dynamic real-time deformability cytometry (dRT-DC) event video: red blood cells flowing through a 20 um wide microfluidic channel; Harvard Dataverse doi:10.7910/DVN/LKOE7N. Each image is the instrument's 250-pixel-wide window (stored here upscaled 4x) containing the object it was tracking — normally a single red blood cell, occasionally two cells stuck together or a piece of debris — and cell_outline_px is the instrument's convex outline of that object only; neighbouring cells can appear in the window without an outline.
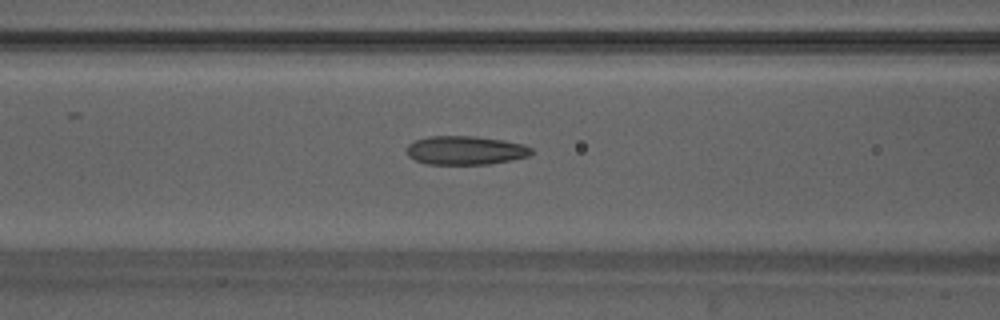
{"species": "Egyptian fruit bat (a non-hibernating species)", "species_latin": "Rousettus aegyptiacus", "temperature_condition": "warm", "stored_images_in_passage": 24, "camera_frame_rate_fps": 3000, "um_per_image_px": 0.085, "animal": {"sex": "male"}, "frame": {"image": 1, "passage_image": 8, "time_ms": 2.333, "image_size_px": [1000, 320], "cell_outline_px": [[532, 152], [528, 156], [512, 160], [488, 164], [428, 164], [416, 160], [408, 156], [404, 152], [408, 144], [416, 140], [428, 136], [476, 136], [504, 140], [524, 144], [532, 148]], "centroid_in_image_um": [39.54, 12.77], "position_along_channel_um": 127.1, "area_um2": 21.04}}
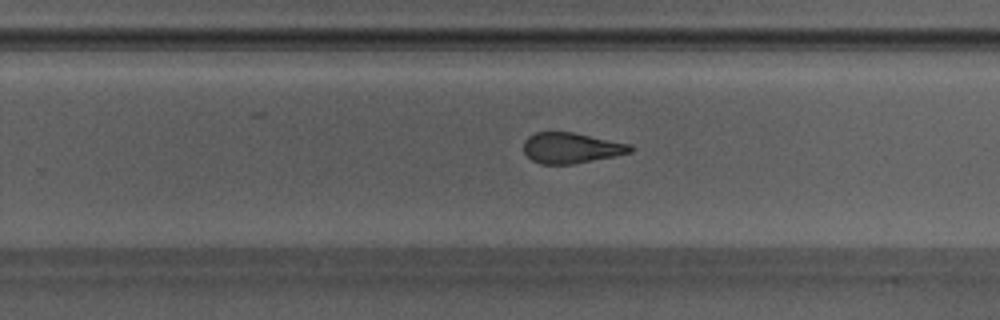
{"frame": {"image": 2, "passage_image": 19, "time_ms": 6.0, "image_size_px": [1000, 320], "cell_outline_px": [[636, 148], [632, 152], [616, 156], [572, 164], [540, 164], [532, 160], [524, 152], [524, 140], [528, 136], [536, 132], [572, 132], [632, 144]], "centroid_in_image_um": [48.59, 12.57], "position_along_channel_um": 281.2, "area_um2": 19.19}}
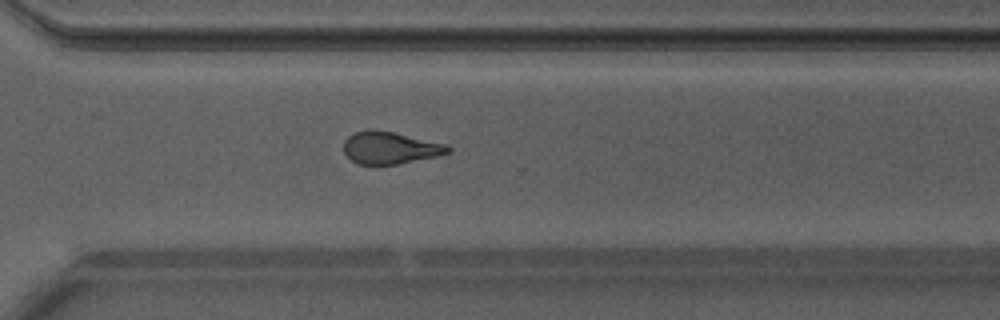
{"frame": {"image": 3, "passage_image": 23, "time_ms": 7.333, "image_size_px": [1000, 320], "cell_outline_px": [[452, 148], [448, 152], [436, 156], [396, 164], [360, 164], [352, 160], [344, 152], [344, 140], [348, 136], [356, 132], [368, 128], [372, 128], [392, 132], [448, 144]], "centroid_in_image_um": [33.14, 12.54], "position_along_channel_um": 337.5, "area_um2": 19.42}}